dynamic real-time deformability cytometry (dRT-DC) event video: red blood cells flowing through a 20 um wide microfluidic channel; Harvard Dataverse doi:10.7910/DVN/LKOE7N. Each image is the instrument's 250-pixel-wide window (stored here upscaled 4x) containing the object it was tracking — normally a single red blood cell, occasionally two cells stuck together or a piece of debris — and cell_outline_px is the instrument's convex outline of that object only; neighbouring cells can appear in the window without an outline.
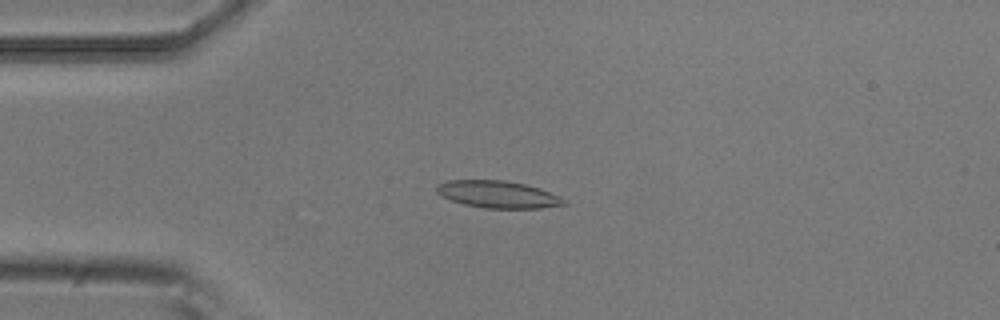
{"species": "common noctule bat (a hibernating species)", "species_latin": "Nyctalus noctula", "temperature_condition": "room temperature", "stored_images_in_passage": 6, "camera_frame_rate_fps": 3000, "um_per_image_px": 0.085, "animal": {"sex": "male", "body_mass_g": 20.5, "forearm_length_mm": 52.5}, "frame": {"image": 1, "passage_image": 4, "time_ms": 1.0, "image_size_px": [1000, 320], "cell_outline_px": [[568, 204], [540, 208], [484, 208], [464, 204], [440, 196], [436, 192], [436, 184], [448, 180], [504, 180], [524, 184], [540, 188], [560, 196], [568, 200]], "centroid_in_image_um": [42.33, 16.52], "position_along_channel_um": 42.7, "area_um2": 20.29}}
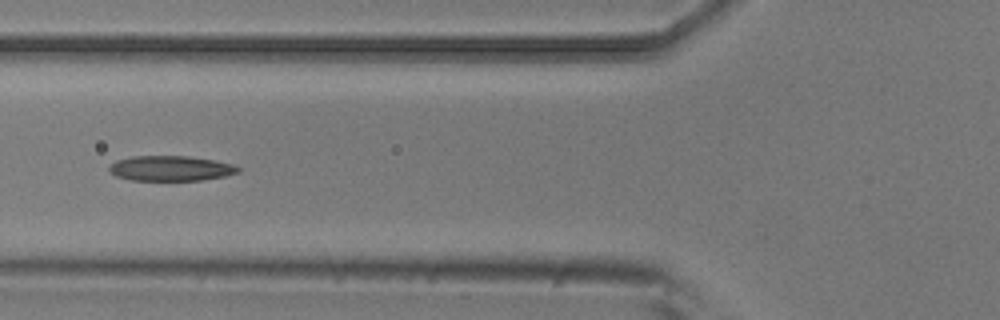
{"frame": {"image": 2, "passage_image": 6, "time_ms": 1.667, "image_size_px": [1000, 320], "cell_outline_px": [[240, 172], [224, 176], [200, 180], [132, 180], [116, 176], [108, 168], [116, 160], [132, 156], [188, 156], [212, 160], [232, 164], [240, 168]], "centroid_in_image_um": [14.51, 14.31], "position_along_channel_um": 111.3, "area_um2": 18.67}}